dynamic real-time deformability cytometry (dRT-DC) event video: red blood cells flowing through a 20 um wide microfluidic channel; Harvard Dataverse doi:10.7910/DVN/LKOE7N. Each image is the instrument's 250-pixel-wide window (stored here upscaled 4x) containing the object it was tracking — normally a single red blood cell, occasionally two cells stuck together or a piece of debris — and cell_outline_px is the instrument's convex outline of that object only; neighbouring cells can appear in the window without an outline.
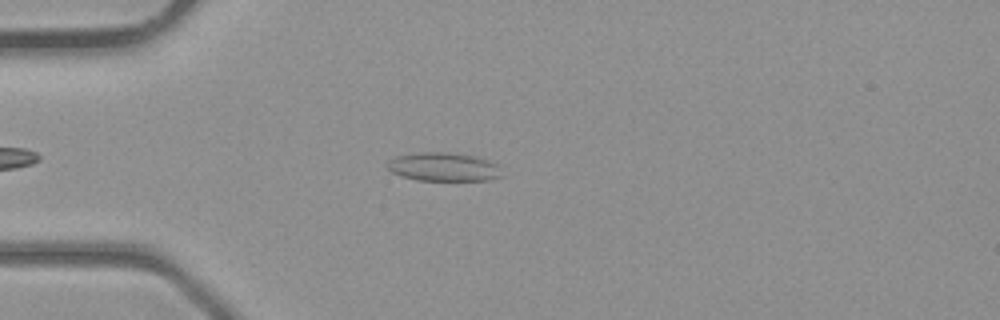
{"species": "common noctule bat (a hibernating species)", "species_latin": "Nyctalus noctula", "temperature_condition": "room temperature", "stored_images_in_passage": 36, "camera_frame_rate_fps": 3000, "um_per_image_px": 0.085, "animal": {"sex": "male", "body_mass_g": 23.1, "forearm_length_mm": 52.7}, "frame": {"image": 1, "passage_image": 7, "time_ms": 2.0, "image_size_px": [1000, 320], "cell_outline_px": [[500, 176], [492, 180], [416, 180], [400, 176], [392, 172], [384, 164], [388, 160], [396, 156], [420, 152], [448, 152], [472, 156], [488, 160], [500, 164]], "centroid_in_image_um": [37.67, 14.18], "position_along_channel_um": 47.3, "area_um2": 19.19}}
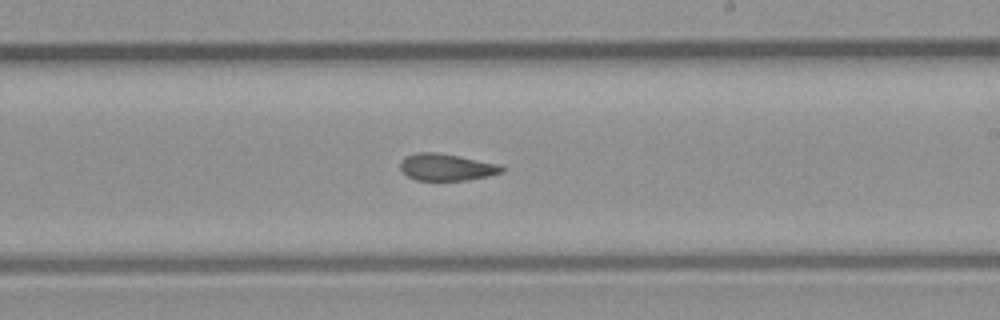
{"frame": {"image": 2, "passage_image": 20, "time_ms": 6.333, "image_size_px": [1000, 320], "cell_outline_px": [[504, 172], [488, 176], [468, 180], [416, 180], [408, 176], [400, 168], [400, 160], [404, 156], [416, 152], [436, 152], [500, 164], [504, 168]], "centroid_in_image_um": [37.94, 14.2], "position_along_channel_um": 251.1, "area_um2": 15.95}}
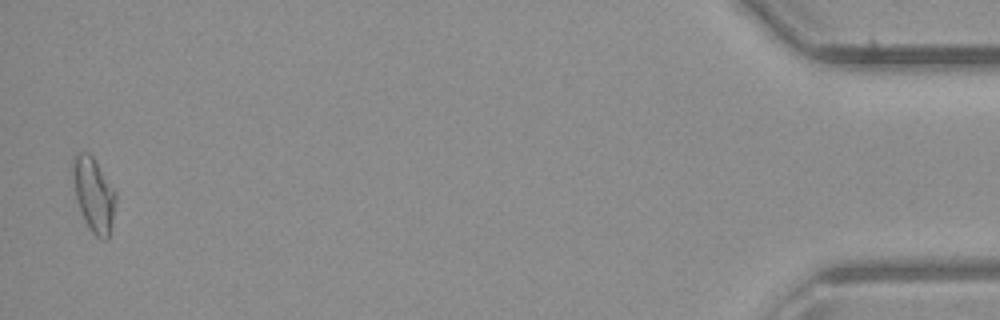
{"frame": {"image": 3, "passage_image": 36, "time_ms": 11.667, "image_size_px": [1000, 320], "cell_outline_px": [[116, 200], [108, 240], [100, 240], [92, 232], [76, 200], [72, 176], [72, 160], [76, 152], [88, 152], [92, 156], [116, 192]], "centroid_in_image_um": [7.95, 16.51], "position_along_channel_um": 427.2, "area_um2": 18.32}}